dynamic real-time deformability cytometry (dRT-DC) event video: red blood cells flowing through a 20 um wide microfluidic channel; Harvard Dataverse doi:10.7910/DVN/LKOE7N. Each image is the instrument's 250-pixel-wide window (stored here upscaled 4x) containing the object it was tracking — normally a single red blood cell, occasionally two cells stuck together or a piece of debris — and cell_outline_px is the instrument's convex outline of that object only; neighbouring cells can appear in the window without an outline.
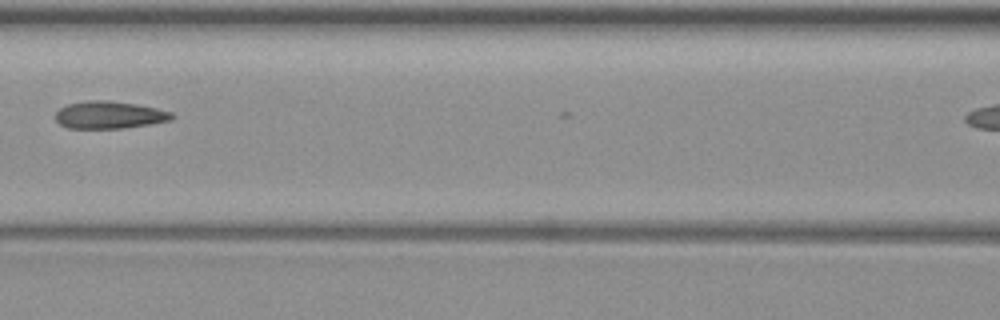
{"species": "common noctule bat (a hibernating species)", "species_latin": "Nyctalus noctula", "temperature_condition": "warm", "stored_images_in_passage": 10, "segment_of_instrument_passage": [1, 2], "camera_frame_rate_fps": 3000, "um_per_image_px": 0.085, "animal": {"sex": "female", "body_mass_g": 19.3, "forearm_length_mm": 54.1}, "frame": {"image": 1, "passage_image": 5, "time_ms": 6.333, "image_size_px": [1000, 320], "cell_outline_px": [[176, 116], [172, 120], [124, 128], [68, 128], [60, 124], [56, 120], [56, 112], [60, 108], [68, 104], [88, 100], [108, 100], [136, 104], [156, 108], [172, 112]], "centroid_in_image_um": [9.31, 9.76], "position_along_channel_um": 157.3, "area_um2": 18.55}}
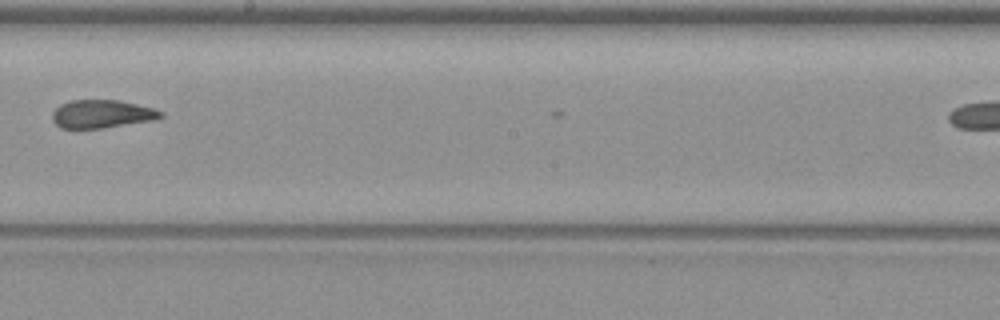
{"frame": {"image": 2, "passage_image": 7, "time_ms": 8.667, "image_size_px": [1000, 320], "cell_outline_px": [[164, 116], [152, 120], [104, 128], [60, 128], [52, 120], [52, 112], [60, 104], [72, 100], [120, 100], [152, 108], [164, 112]], "centroid_in_image_um": [8.64, 9.68], "position_along_channel_um": 239.6, "area_um2": 17.74}}
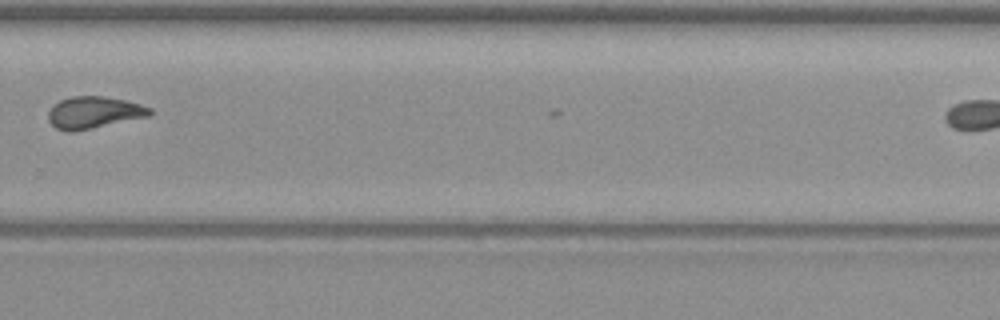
{"frame": {"image": 3, "passage_image": 9, "time_ms": 11.0, "image_size_px": [1000, 320], "cell_outline_px": [[152, 112], [148, 116], [72, 132], [56, 128], [48, 120], [48, 112], [52, 104], [60, 100], [72, 96], [104, 96], [124, 100], [140, 104], [152, 108]], "centroid_in_image_um": [7.94, 9.54], "position_along_channel_um": 321.9, "area_um2": 18.73}}